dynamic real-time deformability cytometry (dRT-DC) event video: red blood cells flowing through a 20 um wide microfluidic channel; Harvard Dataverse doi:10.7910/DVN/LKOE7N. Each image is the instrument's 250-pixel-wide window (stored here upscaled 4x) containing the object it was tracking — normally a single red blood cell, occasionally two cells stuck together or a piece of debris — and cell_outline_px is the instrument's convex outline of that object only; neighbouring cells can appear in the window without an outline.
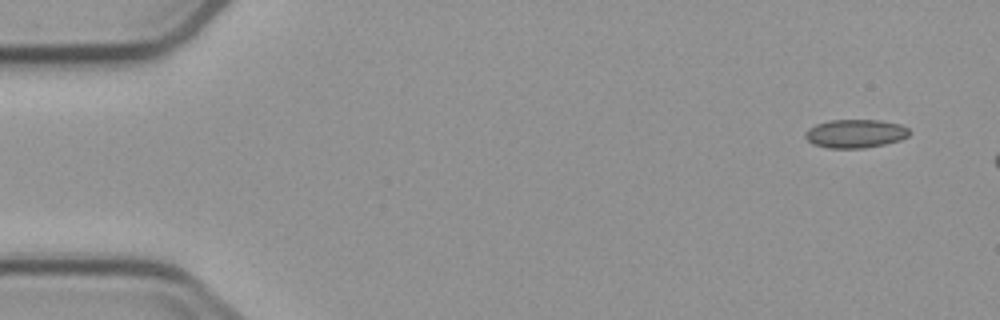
{"species": "common noctule bat (a hibernating species)", "species_latin": "Nyctalus noctula", "temperature_condition": "cold", "stored_images_in_passage": 3, "camera_frame_rate_fps": 3000, "um_per_image_px": 0.085, "animal": {"sex": "male", "body_mass_g": 23.1, "forearm_length_mm": 52.7}, "frame": {"image": 1, "passage_image": 1, "time_ms": 0.0, "image_size_px": [1000, 320], "cell_outline_px": [[912, 132], [908, 136], [900, 140], [884, 144], [864, 148], [828, 148], [812, 144], [804, 136], [804, 132], [808, 128], [816, 124], [828, 120], [880, 120], [900, 124], [908, 128]], "centroid_in_image_um": [72.69, 11.35], "position_along_channel_um": 12.3, "area_um2": 17.46}}